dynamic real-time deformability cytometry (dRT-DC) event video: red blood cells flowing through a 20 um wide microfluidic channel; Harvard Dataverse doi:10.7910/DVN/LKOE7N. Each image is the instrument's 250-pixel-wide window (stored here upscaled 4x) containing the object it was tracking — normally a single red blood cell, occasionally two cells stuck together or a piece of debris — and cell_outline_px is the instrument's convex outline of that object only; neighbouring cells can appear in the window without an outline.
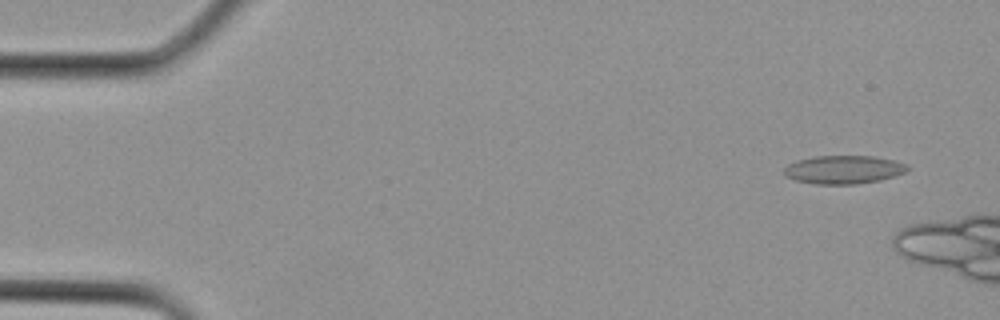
{"species": "Egyptian fruit bat (a non-hibernating species)", "species_latin": "Rousettus aegyptiacus", "temperature_condition": "cold", "stored_images_in_passage": 5, "camera_frame_rate_fps": 3000, "um_per_image_px": 0.085, "animal": {"sex": "female"}, "frame": {"image": 1, "passage_image": 5, "time_ms": 1.333, "image_size_px": [1000, 320], "cell_outline_px": [[908, 168], [904, 172], [880, 180], [856, 184], [816, 184], [796, 180], [784, 176], [784, 168], [788, 164], [796, 160], [816, 156], [872, 156], [896, 160], [908, 164]], "centroid_in_image_um": [71.69, 14.41], "position_along_channel_um": 13.3, "area_um2": 20.35}}